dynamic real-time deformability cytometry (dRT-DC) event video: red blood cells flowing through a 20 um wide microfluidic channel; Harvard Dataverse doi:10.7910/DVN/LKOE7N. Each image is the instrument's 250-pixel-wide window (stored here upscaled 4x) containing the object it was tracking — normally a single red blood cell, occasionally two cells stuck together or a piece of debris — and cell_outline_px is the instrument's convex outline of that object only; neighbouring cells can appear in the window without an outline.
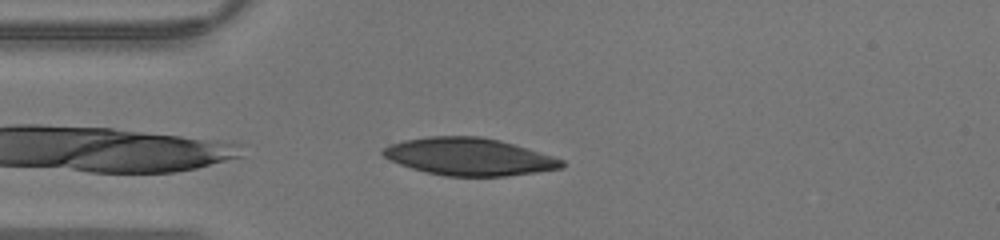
{"species": "human", "species_latin": "Homo sapiens", "temperature_condition": "warm", "stored_images_in_passage": 34, "camera_frame_rate_fps": 3000, "um_per_image_px": 0.085, "donor": {"sex": "male"}, "frame": {"image": 1, "passage_image": 2, "time_ms": 0.333, "image_size_px": [1000, 240], "cell_outline_px": [[564, 168], [536, 172], [504, 176], [444, 176], [412, 168], [400, 164], [384, 156], [380, 152], [388, 144], [404, 140], [428, 136], [480, 136], [500, 140], [552, 156], [564, 160]], "centroid_in_image_um": [39.87, 13.31], "position_along_channel_um": 45.1, "area_um2": 38.78}}
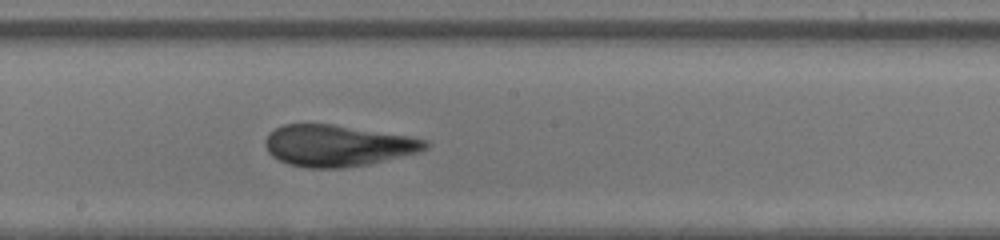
{"frame": {"image": 2, "passage_image": 14, "time_ms": 4.333, "image_size_px": [1000, 240], "cell_outline_px": [[428, 148], [420, 152], [368, 164], [340, 168], [304, 168], [288, 164], [272, 156], [268, 152], [264, 144], [264, 140], [276, 128], [284, 124], [332, 124], [408, 136], [428, 140]], "centroid_in_image_um": [28.69, 12.38], "position_along_channel_um": 219.5, "area_um2": 38.49}}
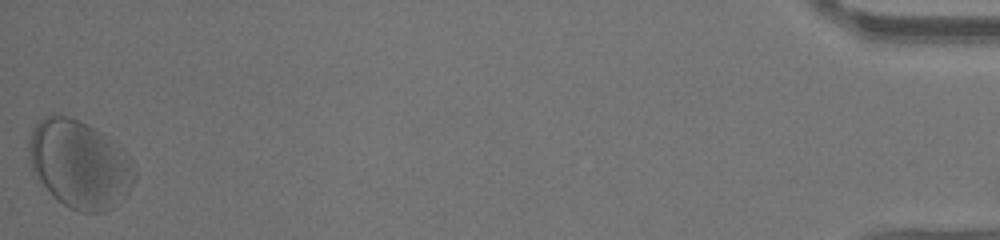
{"frame": {"image": 3, "passage_image": 34, "time_ms": 11.0, "image_size_px": [1000, 240], "cell_outline_px": [[136, 176], [128, 192], [112, 208], [104, 212], [80, 212], [56, 200], [52, 196], [32, 172], [28, 160], [28, 144], [32, 132], [36, 124], [44, 116], [52, 112], [60, 112], [108, 136], [120, 144], [136, 164]], "centroid_in_image_um": [6.76, 13.94], "position_along_channel_um": 428.4, "area_um2": 54.85}}